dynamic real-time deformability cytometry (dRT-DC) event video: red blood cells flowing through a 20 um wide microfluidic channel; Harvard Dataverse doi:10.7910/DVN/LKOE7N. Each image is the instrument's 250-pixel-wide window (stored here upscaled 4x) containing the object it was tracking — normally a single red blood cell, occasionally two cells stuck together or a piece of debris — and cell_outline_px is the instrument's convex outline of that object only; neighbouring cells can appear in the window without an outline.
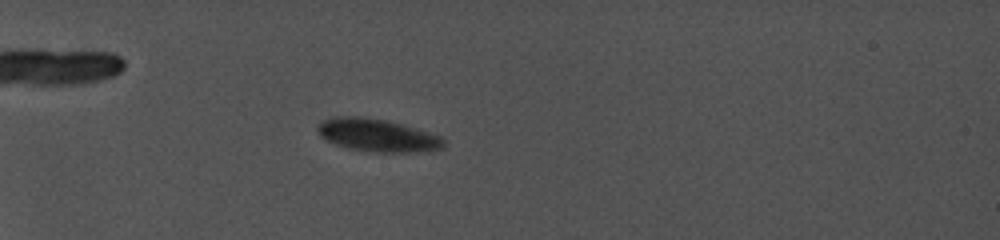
{"species": "common noctule bat (a hibernating species)", "species_latin": "Nyctalus noctula", "temperature_condition": "cold", "stored_images_in_passage": 63, "camera_frame_rate_fps": 5000, "um_per_image_px": 0.085, "animal": {"sex": "female", "body_mass_g": 19.0, "forearm_length_mm": 56.7}, "frame": {"image": 1, "passage_image": 16, "time_ms": 7.8, "image_size_px": [1000, 240], "cell_outline_px": [[444, 148], [416, 152], [376, 152], [348, 148], [336, 144], [320, 136], [316, 128], [320, 120], [332, 116], [360, 116], [384, 120], [404, 124], [440, 136], [444, 140]], "centroid_in_image_um": [32.04, 11.48], "position_along_channel_um": 53.0, "area_um2": 24.1}}
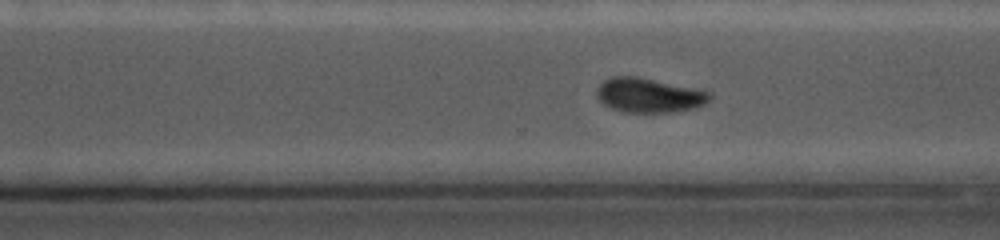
{"frame": {"image": 2, "passage_image": 49, "time_ms": 16.2, "image_size_px": [1000, 240], "cell_outline_px": [[712, 96], [704, 104], [696, 108], [672, 112], [624, 112], [612, 108], [604, 104], [596, 96], [596, 88], [604, 80], [612, 76], [636, 76], [696, 88], [712, 92]], "centroid_in_image_um": [55.17, 8.09], "position_along_channel_um": 315.4, "area_um2": 22.77}}
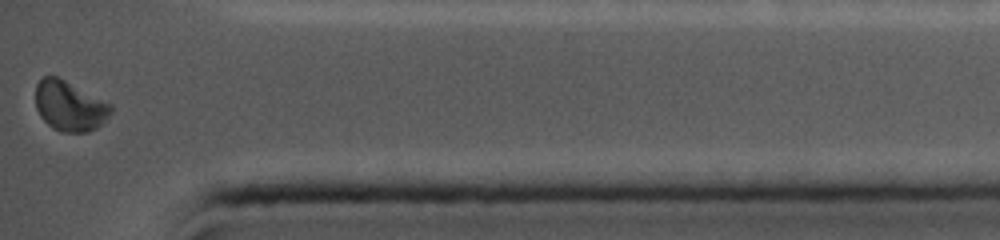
{"frame": {"image": 3, "passage_image": 63, "time_ms": 19.2, "image_size_px": [1000, 240], "cell_outline_px": [[112, 112], [96, 128], [88, 132], [60, 132], [52, 128], [40, 116], [36, 108], [36, 84], [44, 76], [56, 76], [112, 104]], "centroid_in_image_um": [5.9, 9.02], "position_along_channel_um": 429.3, "area_um2": 21.79}, "authors_computed_cell_mechanics": {"area_um2": 23.7558, "velocity_mm_per_s": 3.8887, "shape_relaxation_time_tau1_ms": 2.1404, "shape_relaxation_time_tau2_ms": null, "deformation_change_tau1": 0.0603, "deformation_change_tau2": null}}